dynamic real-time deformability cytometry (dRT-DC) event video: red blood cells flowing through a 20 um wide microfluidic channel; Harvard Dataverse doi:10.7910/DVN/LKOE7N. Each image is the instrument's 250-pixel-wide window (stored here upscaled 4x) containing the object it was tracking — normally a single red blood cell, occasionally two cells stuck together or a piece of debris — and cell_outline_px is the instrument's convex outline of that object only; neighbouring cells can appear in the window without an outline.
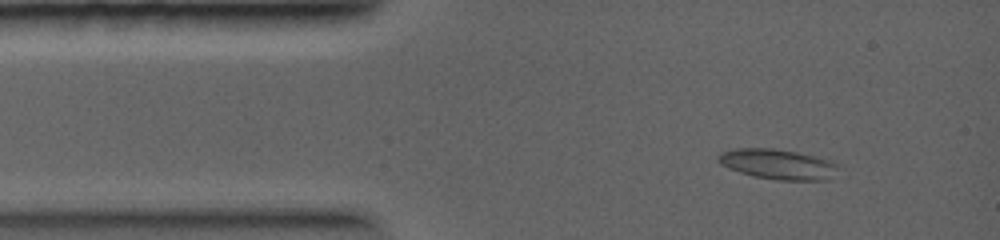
{"species": "common noctule bat (a hibernating species)", "species_latin": "Nyctalus noctula", "temperature_condition": "warm", "stored_images_in_passage": 33, "camera_frame_rate_fps": 5000, "um_per_image_px": 0.085, "animal": {"sex": "female", "body_mass_g": 19.0, "forearm_length_mm": 56.7}, "frame": {"image": 1, "passage_image": 3, "time_ms": 0.8, "image_size_px": [1000, 240], "cell_outline_px": [[836, 164], [828, 180], [776, 180], [752, 176], [728, 168], [720, 164], [716, 160], [716, 156], [720, 152], [736, 148], [772, 148], [796, 152], [816, 156], [832, 160]], "centroid_in_image_um": [66.02, 13.94], "position_along_channel_um": 19.0, "area_um2": 21.04}}
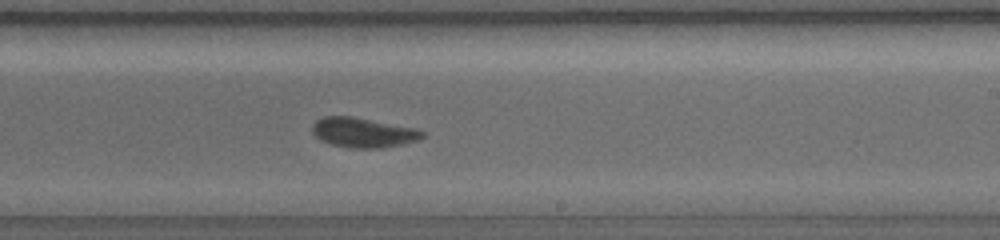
{"frame": {"image": 2, "passage_image": 20, "time_ms": 6.2, "image_size_px": [1000, 240], "cell_outline_px": [[424, 136], [416, 140], [400, 144], [380, 148], [352, 148], [332, 144], [316, 136], [312, 132], [312, 124], [316, 120], [324, 116], [352, 116], [416, 128], [424, 132]], "centroid_in_image_um": [30.85, 11.25], "position_along_channel_um": 258.1, "area_um2": 18.84}}
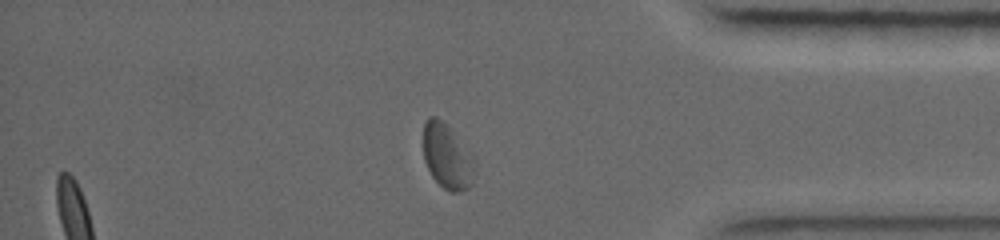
{"frame": {"image": 3, "passage_image": 29, "time_ms": 9.2, "image_size_px": [1000, 240], "cell_outline_px": [[476, 172], [472, 184], [468, 188], [460, 192], [448, 192], [432, 176], [424, 160], [424, 124], [428, 116], [436, 116], [472, 152], [476, 160]], "centroid_in_image_um": [38.06, 13.34], "position_along_channel_um": 397.1, "area_um2": 19.59}}